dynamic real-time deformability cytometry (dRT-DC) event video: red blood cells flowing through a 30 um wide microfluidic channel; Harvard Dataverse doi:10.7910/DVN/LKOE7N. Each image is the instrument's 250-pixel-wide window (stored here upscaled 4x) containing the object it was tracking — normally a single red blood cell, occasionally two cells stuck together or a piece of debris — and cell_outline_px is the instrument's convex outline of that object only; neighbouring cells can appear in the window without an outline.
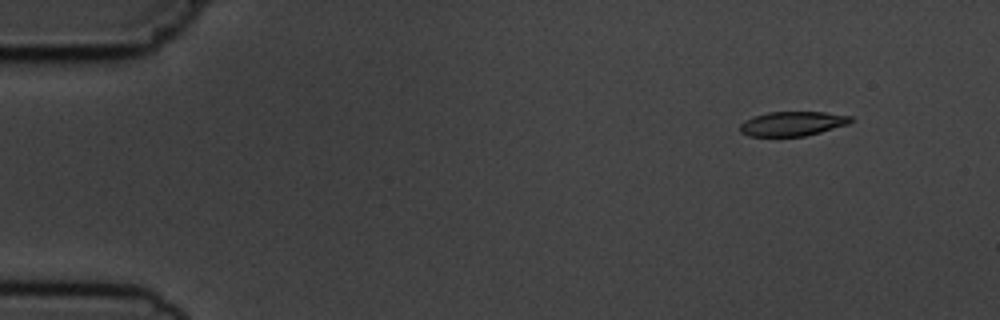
{"species": "common noctule bat (a hibernating species)", "species_latin": "Nyctalus noctula", "temperature_condition": "cold", "stored_images_in_passage": 5, "camera_frame_rate_fps": 3000, "um_per_image_px": 0.085, "animal": {"sex": "male", "body_mass_g": 19.5, "forearm_length_mm": 54.6}, "frame": {"image": 1, "passage_image": 2, "time_ms": 1.0, "image_size_px": [1000, 320], "cell_outline_px": [[852, 120], [848, 124], [820, 132], [804, 136], [748, 136], [740, 132], [740, 124], [744, 120], [768, 112], [824, 112], [852, 116]], "centroid_in_image_um": [67.35, 10.51], "position_along_channel_um": 17.7, "area_um2": 15.66}}
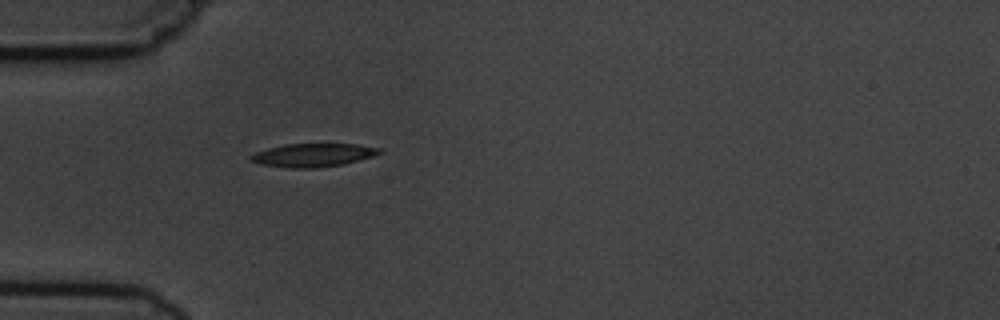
{"frame": {"image": 2, "passage_image": 5, "time_ms": 4.667, "image_size_px": [1000, 320], "cell_outline_px": [[384, 152], [372, 156], [340, 164], [316, 168], [284, 168], [260, 164], [248, 160], [248, 156], [256, 152], [268, 148], [284, 144], [356, 144], [384, 148]], "centroid_in_image_um": [26.57, 13.18], "position_along_channel_um": 58.4, "area_um2": 17.57}}